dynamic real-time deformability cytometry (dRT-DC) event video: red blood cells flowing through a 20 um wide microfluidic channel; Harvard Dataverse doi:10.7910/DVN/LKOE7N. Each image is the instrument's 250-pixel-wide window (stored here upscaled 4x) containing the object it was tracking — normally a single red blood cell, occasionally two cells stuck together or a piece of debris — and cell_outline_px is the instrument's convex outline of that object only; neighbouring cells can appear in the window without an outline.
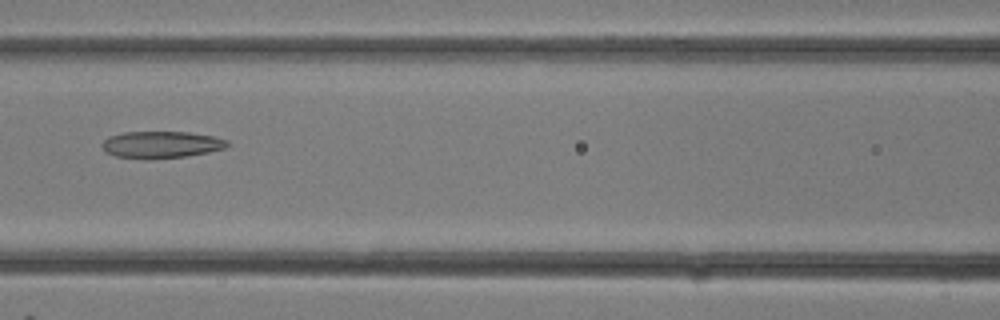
{"species": "common noctule bat (a hibernating species)", "species_latin": "Nyctalus noctula", "temperature_condition": "room temperature", "stored_images_in_passage": 28, "camera_frame_rate_fps": 3000, "um_per_image_px": 0.085, "animal": {"sex": "female"}, "frame": {"image": 1, "passage_image": 14, "time_ms": 4.333, "image_size_px": [1000, 320], "cell_outline_px": [[232, 144], [228, 148], [208, 152], [184, 156], [152, 160], [148, 160], [116, 156], [104, 152], [100, 144], [108, 136], [124, 132], [188, 132], [216, 136], [228, 140]], "centroid_in_image_um": [13.72, 12.3], "position_along_channel_um": 152.9, "area_um2": 20.11}}
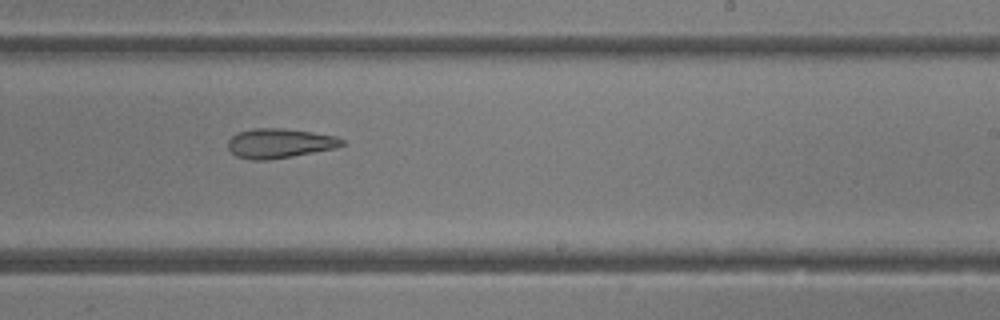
{"frame": {"image": 2, "passage_image": 19, "time_ms": 6.0, "image_size_px": [1000, 320], "cell_outline_px": [[344, 144], [336, 148], [292, 156], [268, 160], [252, 160], [236, 156], [228, 148], [228, 140], [232, 136], [240, 132], [256, 128], [284, 128], [312, 132], [336, 136], [344, 140]], "centroid_in_image_um": [23.77, 12.18], "position_along_channel_um": 265.2, "area_um2": 19.54}}
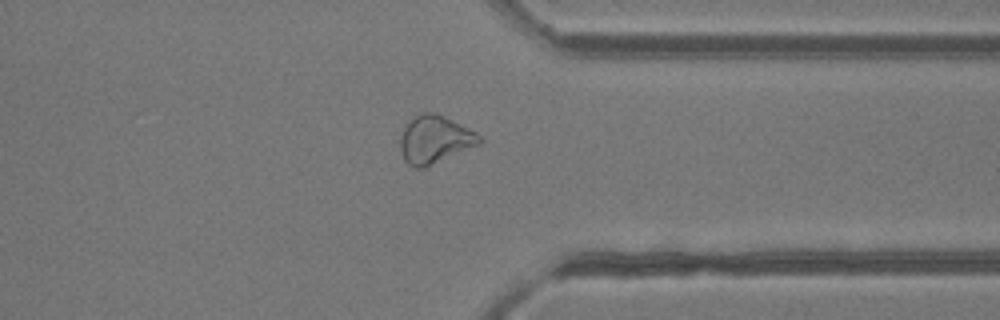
{"frame": {"image": 3, "passage_image": 24, "time_ms": 7.667, "image_size_px": [1000, 320], "cell_outline_px": [[484, 140], [480, 144], [424, 168], [412, 168], [404, 160], [400, 152], [400, 136], [404, 128], [416, 116], [424, 112], [432, 112], [444, 116], [476, 132]], "centroid_in_image_um": [36.95, 11.89], "position_along_channel_um": 374.4, "area_um2": 21.91}}